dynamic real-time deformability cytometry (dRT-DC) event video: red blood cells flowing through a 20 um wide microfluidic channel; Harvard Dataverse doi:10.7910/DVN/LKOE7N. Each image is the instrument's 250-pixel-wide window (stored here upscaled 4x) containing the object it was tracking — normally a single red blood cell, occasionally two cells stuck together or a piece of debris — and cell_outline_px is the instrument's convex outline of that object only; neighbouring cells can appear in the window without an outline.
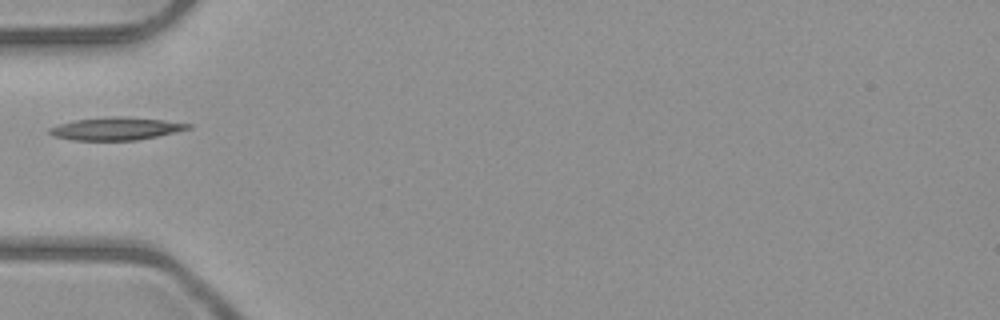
{"species": "common noctule bat (a hibernating species)", "species_latin": "Nyctalus noctula", "temperature_condition": "room temperature", "stored_images_in_passage": 1, "camera_frame_rate_fps": 3000, "um_per_image_px": 0.085, "animal": {"sex": "male", "body_mass_g": 23.1, "forearm_length_mm": 52.7}, "frame": {"image": 1, "passage_image": 1, "time_ms": 0.0, "image_size_px": [1000, 320], "cell_outline_px": [[192, 128], [156, 136], [136, 140], [72, 140], [56, 136], [48, 132], [48, 128], [60, 124], [76, 120], [112, 116], [124, 116], [164, 120], [192, 124]], "centroid_in_image_um": [9.88, 10.93], "position_along_channel_um": 75.1, "area_um2": 18.15}}